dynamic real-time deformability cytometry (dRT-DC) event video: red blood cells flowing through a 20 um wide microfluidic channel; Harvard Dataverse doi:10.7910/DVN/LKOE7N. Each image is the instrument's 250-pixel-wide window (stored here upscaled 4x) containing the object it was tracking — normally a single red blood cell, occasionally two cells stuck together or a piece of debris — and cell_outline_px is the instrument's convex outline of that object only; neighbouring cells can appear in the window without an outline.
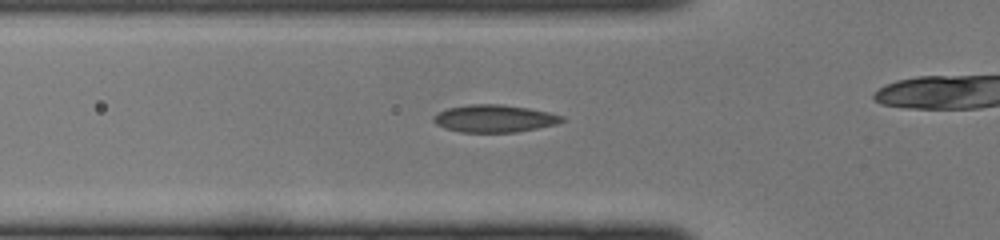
{"species": "common noctule bat (a hibernating species)", "species_latin": "Nyctalus noctula", "temperature_condition": "cold", "stored_images_in_passage": 30, "camera_frame_rate_fps": 3000, "um_per_image_px": 0.085, "animal": {"sex": "female", "body_mass_g": 22.0, "forearm_length_mm": 56.7}, "frame": {"image": 1, "passage_image": 9, "time_ms": 2.667, "image_size_px": [1000, 240], "cell_outline_px": [[564, 120], [556, 124], [516, 132], [460, 132], [444, 128], [436, 124], [432, 120], [432, 116], [436, 112], [448, 108], [468, 104], [500, 104], [528, 108], [548, 112], [564, 116]], "centroid_in_image_um": [41.96, 10.07], "position_along_channel_um": 83.8, "area_um2": 20.58}}
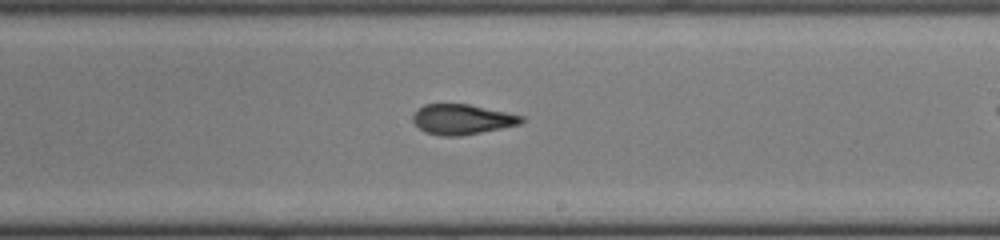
{"frame": {"image": 2, "passage_image": 20, "time_ms": 6.333, "image_size_px": [1000, 240], "cell_outline_px": [[524, 120], [520, 124], [460, 136], [440, 136], [424, 132], [412, 120], [412, 116], [424, 104], [468, 104], [524, 116]], "centroid_in_image_um": [39.26, 10.15], "position_along_channel_um": 249.7, "area_um2": 18.84}}
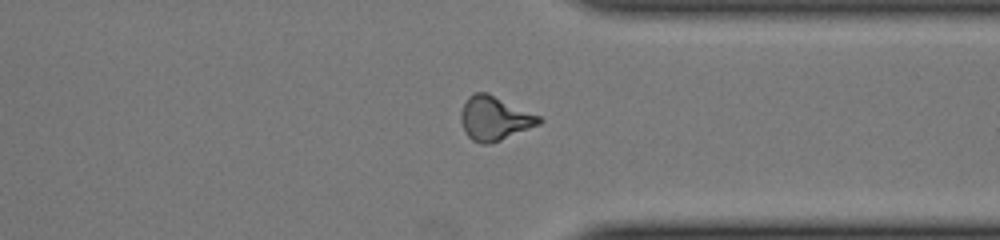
{"frame": {"image": 3, "passage_image": 28, "time_ms": 9.0, "image_size_px": [1000, 240], "cell_outline_px": [[544, 120], [540, 124], [500, 140], [488, 144], [480, 144], [472, 140], [464, 132], [460, 120], [460, 112], [468, 96], [476, 92], [488, 92], [540, 116]], "centroid_in_image_um": [42.02, 10.05], "position_along_channel_um": 369.4, "area_um2": 20.11}}